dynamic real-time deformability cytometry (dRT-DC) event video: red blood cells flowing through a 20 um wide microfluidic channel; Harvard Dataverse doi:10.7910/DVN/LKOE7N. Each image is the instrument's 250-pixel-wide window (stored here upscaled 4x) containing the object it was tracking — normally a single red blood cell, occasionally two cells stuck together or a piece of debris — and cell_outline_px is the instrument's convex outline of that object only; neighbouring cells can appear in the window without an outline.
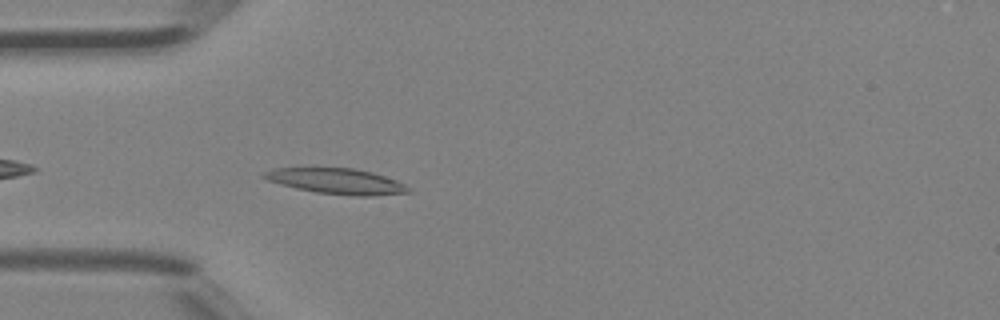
{"species": "Egyptian fruit bat (a non-hibernating species)", "species_latin": "Rousettus aegyptiacus", "temperature_condition": "room temperature", "stored_images_in_passage": 35, "camera_frame_rate_fps": 3000, "um_per_image_px": 0.085, "animal": {"sex": "female"}, "frame": {"image": 1, "passage_image": 3, "time_ms": 0.667, "image_size_px": [1000, 320], "cell_outline_px": [[412, 192], [372, 196], [356, 196], [316, 192], [296, 188], [280, 184], [268, 180], [260, 176], [260, 172], [272, 168], [352, 168], [372, 172], [396, 180], [404, 184]], "centroid_in_image_um": [28.56, 15.4], "position_along_channel_um": 56.4, "area_um2": 21.5}}
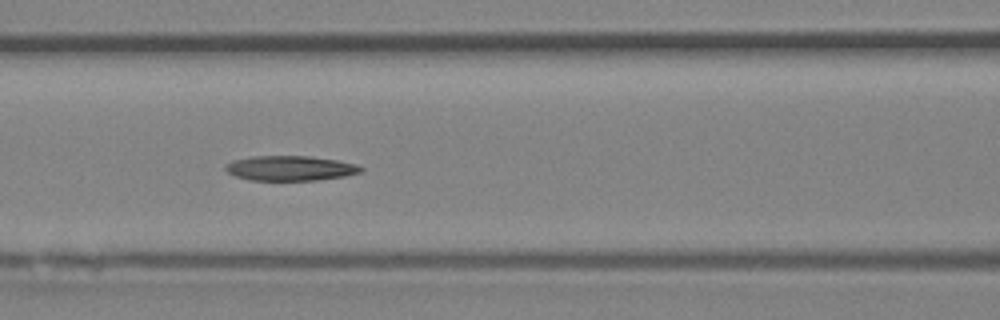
{"frame": {"image": 2, "passage_image": 9, "time_ms": 2.667, "image_size_px": [1000, 320], "cell_outline_px": [[364, 168], [360, 172], [344, 176], [316, 180], [252, 180], [236, 176], [228, 172], [224, 168], [232, 160], [252, 156], [308, 156], [336, 160], [356, 164]], "centroid_in_image_um": [24.67, 14.29], "position_along_channel_um": 141.9, "area_um2": 19.42}}
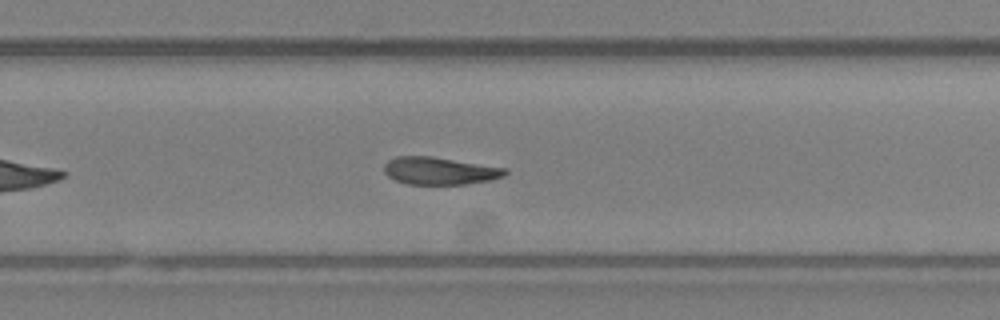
{"frame": {"image": 3, "passage_image": 19, "time_ms": 6.0, "image_size_px": [1000, 320], "cell_outline_px": [[508, 172], [504, 176], [488, 180], [464, 184], [408, 184], [396, 180], [388, 176], [384, 172], [384, 164], [388, 160], [396, 156], [432, 156], [508, 168]], "centroid_in_image_um": [37.36, 14.51], "position_along_channel_um": 292.4, "area_um2": 19.36}, "authors_computed_cell_mechanics": {"area_um2": 19.941, "velocity_mm_per_s": 4.5341, "shape_relaxation_time_tau1_ms": 6.2103, "shape_relaxation_time_tau2_ms": 4.4633, "deformation_change_tau1": 0.1479, "deformation_change_tau2": 0.1274}}